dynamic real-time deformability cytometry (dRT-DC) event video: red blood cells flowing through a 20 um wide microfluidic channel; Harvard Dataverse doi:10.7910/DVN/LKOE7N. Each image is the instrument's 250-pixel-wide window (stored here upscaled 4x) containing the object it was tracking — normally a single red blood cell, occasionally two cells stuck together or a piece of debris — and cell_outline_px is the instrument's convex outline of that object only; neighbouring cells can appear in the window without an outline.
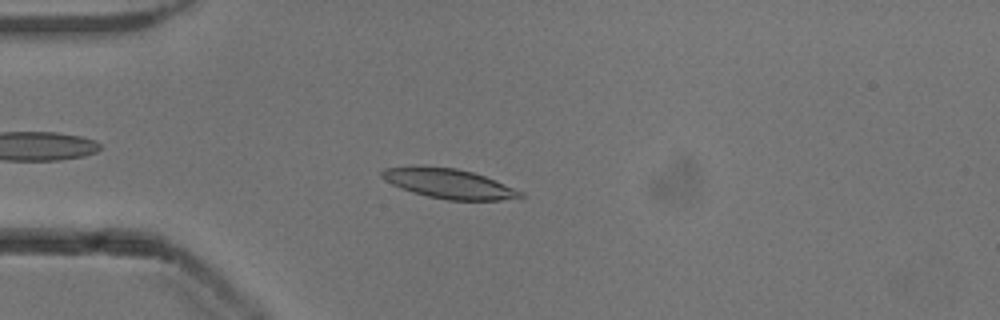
{"species": "common noctule bat (a hibernating species)", "species_latin": "Nyctalus noctula", "temperature_condition": "cold", "stored_images_in_passage": 52, "camera_frame_rate_fps": 3000, "um_per_image_px": 0.085, "animal": {"sex": "male", "body_mass_g": 13.3}, "frame": {"image": 1, "passage_image": 13, "time_ms": 4.0, "image_size_px": [1000, 320], "cell_outline_px": [[524, 196], [520, 200], [448, 200], [428, 196], [412, 192], [392, 184], [384, 180], [380, 176], [380, 172], [384, 168], [456, 168], [472, 172], [484, 176], [524, 192]], "centroid_in_image_um": [38.26, 15.65], "position_along_channel_um": 46.7, "area_um2": 23.41}}
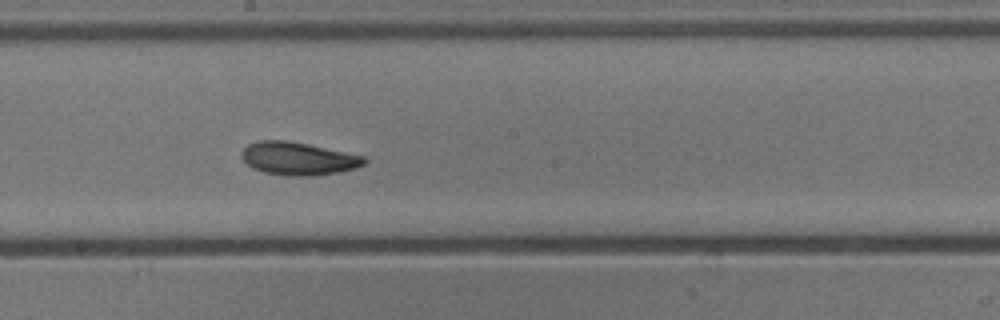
{"frame": {"image": 2, "passage_image": 28, "time_ms": 9.0, "image_size_px": [1000, 320], "cell_outline_px": [[368, 160], [364, 164], [356, 168], [316, 176], [288, 176], [264, 172], [252, 168], [240, 156], [244, 148], [248, 144], [260, 140], [284, 140], [308, 144], [364, 156]], "centroid_in_image_um": [25.34, 13.48], "position_along_channel_um": 222.9, "area_um2": 23.47}}
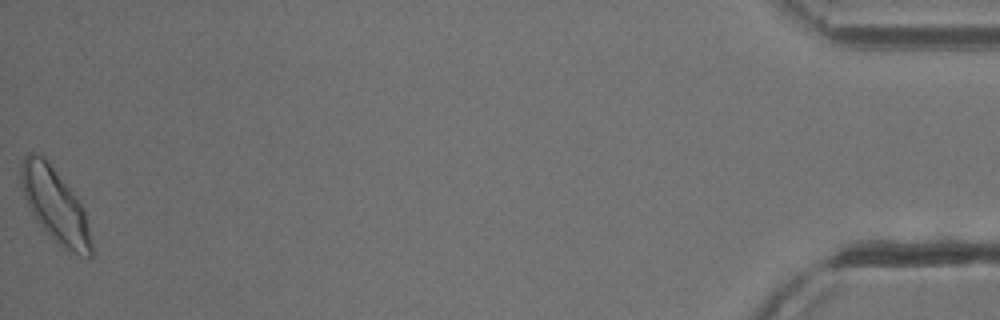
{"frame": {"image": 3, "passage_image": 52, "time_ms": 17.0, "image_size_px": [1000, 320], "cell_outline_px": [[92, 256], [88, 256], [68, 252], [36, 220], [24, 196], [20, 184], [20, 168], [24, 156], [28, 152], [32, 152], [44, 156], [76, 196], [84, 212], [92, 244]], "centroid_in_image_um": [4.65, 17.39], "position_along_channel_um": 430.6, "area_um2": 29.65}, "authors_computed_cell_mechanics": {"area_um2": 23.4668, "velocity_mm_per_s": 3.862, "shape_relaxation_time_tau1_ms": 3.8985, "shape_relaxation_time_tau2_ms": 3.0673, "deformation_change_tau1": 0.1191, "deformation_change_tau2": 0.0946}}